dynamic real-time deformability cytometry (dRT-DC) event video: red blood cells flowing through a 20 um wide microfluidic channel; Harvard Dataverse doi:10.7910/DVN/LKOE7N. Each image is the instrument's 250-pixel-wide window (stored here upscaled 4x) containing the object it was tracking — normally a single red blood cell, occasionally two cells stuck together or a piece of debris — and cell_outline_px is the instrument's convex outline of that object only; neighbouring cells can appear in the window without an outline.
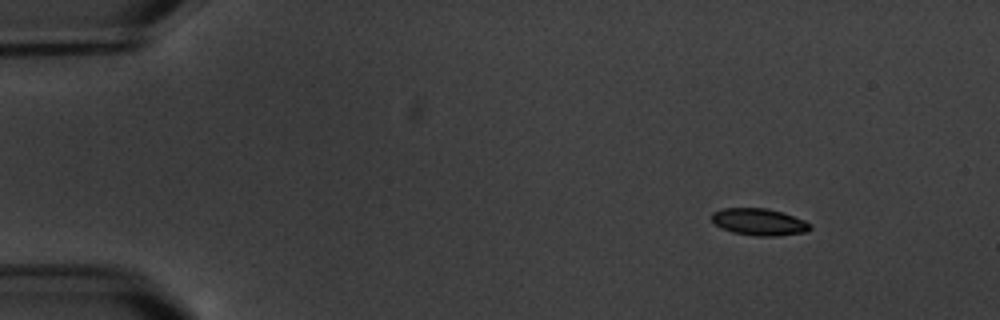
{"species": "common noctule bat (a hibernating species)", "species_latin": "Nyctalus noctula", "temperature_condition": "warm", "stored_images_in_passage": 4, "camera_frame_rate_fps": 3000, "um_per_image_px": 0.085, "animal": {"sex": "male", "body_mass_g": 20.1, "forearm_length_mm": 53.5}, "frame": {"image": 1, "passage_image": 1, "time_ms": 0.0, "image_size_px": [1000, 320], "cell_outline_px": [[812, 228], [804, 232], [776, 236], [756, 236], [732, 232], [720, 228], [708, 216], [712, 212], [724, 208], [768, 208], [784, 212], [804, 220], [812, 224]], "centroid_in_image_um": [64.51, 18.85], "position_along_channel_um": 20.5, "area_um2": 15.66}}
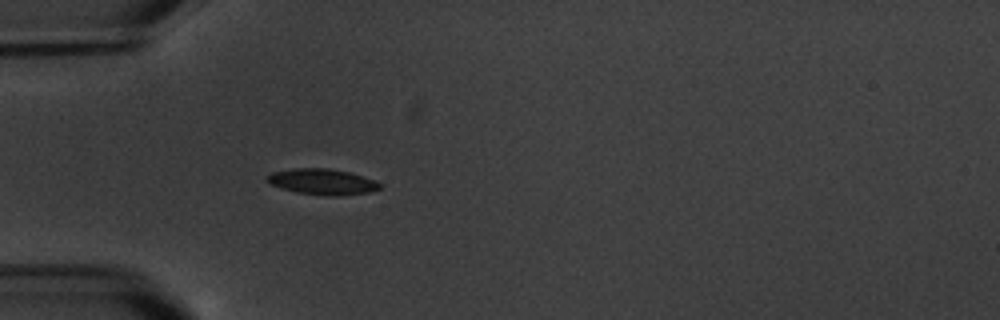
{"frame": {"image": 2, "passage_image": 4, "time_ms": 3.667, "image_size_px": [1000, 320], "cell_outline_px": [[380, 188], [368, 192], [340, 196], [328, 196], [296, 192], [280, 188], [272, 184], [268, 180], [268, 176], [272, 172], [292, 168], [328, 168], [352, 172], [376, 180], [380, 184]], "centroid_in_image_um": [27.43, 15.44], "position_along_channel_um": 57.6, "area_um2": 16.99}}